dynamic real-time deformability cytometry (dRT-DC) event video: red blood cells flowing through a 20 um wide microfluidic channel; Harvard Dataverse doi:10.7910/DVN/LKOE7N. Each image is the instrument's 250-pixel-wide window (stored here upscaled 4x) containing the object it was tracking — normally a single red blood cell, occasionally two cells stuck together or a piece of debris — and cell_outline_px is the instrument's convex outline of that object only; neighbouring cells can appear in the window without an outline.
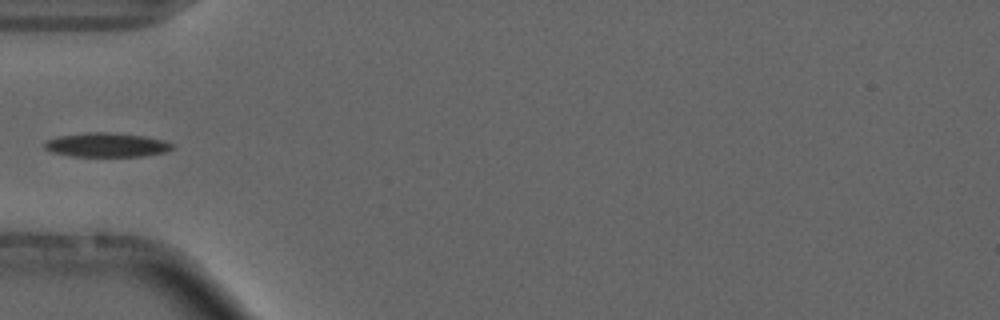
{"species": "common noctule bat (a hibernating species)", "species_latin": "Nyctalus noctula", "temperature_condition": "cold", "stored_images_in_passage": 8, "camera_frame_rate_fps": 3000, "um_per_image_px": 0.085, "animal": {"sex": "male", "forearm_length_mm": 52.5}, "frame": {"image": 1, "passage_image": 4, "time_ms": 5.0, "image_size_px": [1000, 320], "cell_outline_px": [[176, 144], [172, 148], [164, 152], [144, 156], [72, 156], [52, 152], [44, 148], [44, 140], [60, 136], [88, 132], [108, 132], [144, 136], [164, 140]], "centroid_in_image_um": [9.06, 12.31], "position_along_channel_um": 75.9, "area_um2": 17.98}}